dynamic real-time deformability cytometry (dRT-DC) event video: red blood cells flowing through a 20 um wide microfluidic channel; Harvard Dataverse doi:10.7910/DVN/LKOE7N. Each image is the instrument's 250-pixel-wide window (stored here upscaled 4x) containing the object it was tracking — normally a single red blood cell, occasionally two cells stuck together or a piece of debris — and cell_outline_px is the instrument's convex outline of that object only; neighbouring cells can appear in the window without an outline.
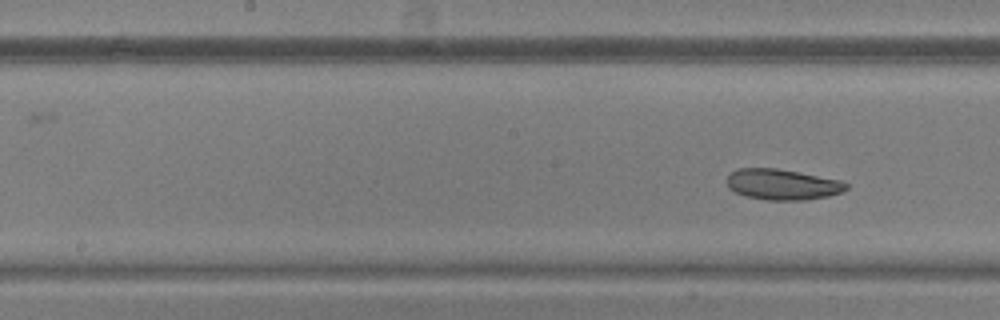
{"species": "common noctule bat (a hibernating species)", "species_latin": "Nyctalus noctula", "temperature_condition": "warm", "stored_images_in_passage": 6, "camera_frame_rate_fps": 3000, "um_per_image_px": 0.085, "animal": {"sex": "male", "body_mass_g": 20.5, "forearm_length_mm": 52.5}, "frame": {"image": 1, "passage_image": 6, "time_ms": 6.0, "image_size_px": [1000, 320], "cell_outline_px": [[848, 188], [840, 192], [828, 196], [804, 200], [764, 200], [744, 196], [728, 188], [728, 176], [732, 172], [740, 168], [776, 168], [840, 180], [848, 184]], "centroid_in_image_um": [66.49, 15.69], "position_along_channel_um": 181.7, "area_um2": 21.21}}